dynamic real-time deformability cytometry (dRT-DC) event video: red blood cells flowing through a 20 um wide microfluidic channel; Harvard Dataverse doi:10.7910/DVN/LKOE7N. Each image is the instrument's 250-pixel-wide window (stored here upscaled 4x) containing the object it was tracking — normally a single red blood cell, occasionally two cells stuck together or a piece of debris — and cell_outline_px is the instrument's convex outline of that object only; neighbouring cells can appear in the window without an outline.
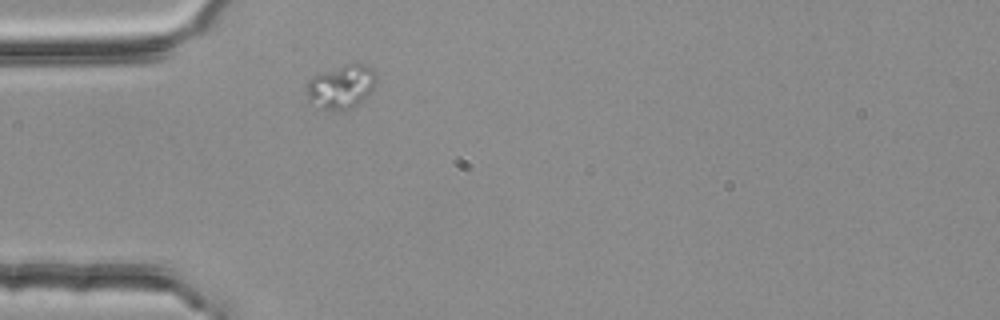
{"species": "common noctule bat (a hibernating species)", "species_latin": "Nyctalus noctula", "temperature_condition": "room temperature", "stored_images_in_passage": 1, "camera_frame_rate_fps": 3000, "um_per_image_px": 0.085, "animal": {"sex": "female", "body_mass_g": 25.1}, "frame": {"image": 1, "passage_image": 1, "time_ms": 0.0, "image_size_px": [1000, 320], "cell_outline_px": [[376, 80], [372, 88], [364, 100], [360, 104], [352, 108], [336, 112], [316, 108], [308, 100], [304, 92], [304, 88], [308, 80], [312, 76], [320, 72], [344, 64], [368, 64], [376, 72]], "centroid_in_image_um": [28.94, 7.39], "position_along_channel_um": 56.1, "area_um2": 18.55}}